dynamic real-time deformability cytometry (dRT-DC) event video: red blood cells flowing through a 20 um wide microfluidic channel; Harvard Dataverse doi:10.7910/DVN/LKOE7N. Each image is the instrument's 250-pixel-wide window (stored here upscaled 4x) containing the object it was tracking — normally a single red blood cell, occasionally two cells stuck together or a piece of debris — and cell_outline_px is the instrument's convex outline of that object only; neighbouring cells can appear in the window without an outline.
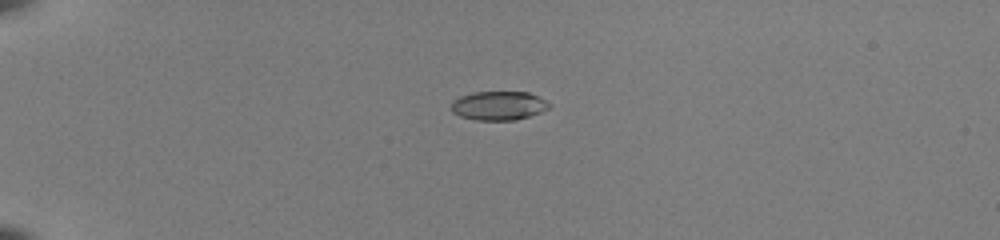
{"species": "common noctule bat (a hibernating species)", "species_latin": "Nyctalus noctula", "temperature_condition": "room temperature", "stored_images_in_passage": 40, "camera_frame_rate_fps": 3000, "um_per_image_px": 0.085, "animal": {"sex": "female", "body_mass_g": 22.0, "forearm_length_mm": 56.7}, "frame": {"image": 1, "passage_image": 2, "time_ms": 0.333, "image_size_px": [1000, 240], "cell_outline_px": [[552, 104], [548, 108], [540, 112], [516, 120], [476, 120], [460, 116], [452, 112], [452, 104], [460, 96], [472, 92], [528, 92]], "centroid_in_image_um": [42.38, 8.98], "position_along_channel_um": 42.6, "area_um2": 16.3}}
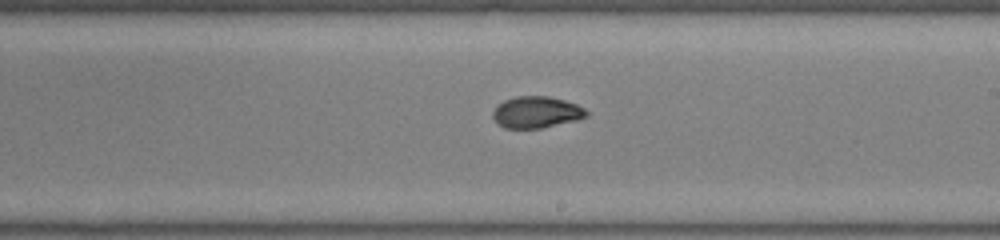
{"frame": {"image": 2, "passage_image": 21, "time_ms": 6.667, "image_size_px": [1000, 240], "cell_outline_px": [[588, 116], [576, 120], [540, 128], [504, 128], [496, 124], [492, 116], [492, 112], [504, 100], [516, 96], [548, 96], [564, 100], [576, 104], [584, 108], [588, 112]], "centroid_in_image_um": [45.58, 9.54], "position_along_channel_um": 243.4, "area_um2": 17.17}}
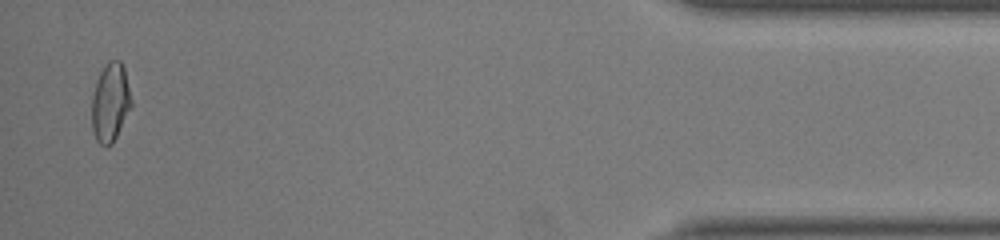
{"frame": {"image": 3, "passage_image": 39, "time_ms": 12.667, "image_size_px": [1000, 240], "cell_outline_px": [[132, 108], [112, 144], [108, 148], [104, 148], [96, 140], [92, 132], [92, 96], [96, 80], [104, 64], [108, 60], [120, 60], [124, 68], [132, 100]], "centroid_in_image_um": [9.38, 8.73], "position_along_channel_um": 425.8, "area_um2": 18.55}, "authors_computed_cell_mechanics": {"area_um2": 17.34, "velocity_mm_per_s": 4.0276, "shape_relaxation_time_tau1_ms": 4.2765, "shape_relaxation_time_tau2_ms": 1.965, "deformation_change_tau1": 0.143, "deformation_change_tau2": 0.0606}}